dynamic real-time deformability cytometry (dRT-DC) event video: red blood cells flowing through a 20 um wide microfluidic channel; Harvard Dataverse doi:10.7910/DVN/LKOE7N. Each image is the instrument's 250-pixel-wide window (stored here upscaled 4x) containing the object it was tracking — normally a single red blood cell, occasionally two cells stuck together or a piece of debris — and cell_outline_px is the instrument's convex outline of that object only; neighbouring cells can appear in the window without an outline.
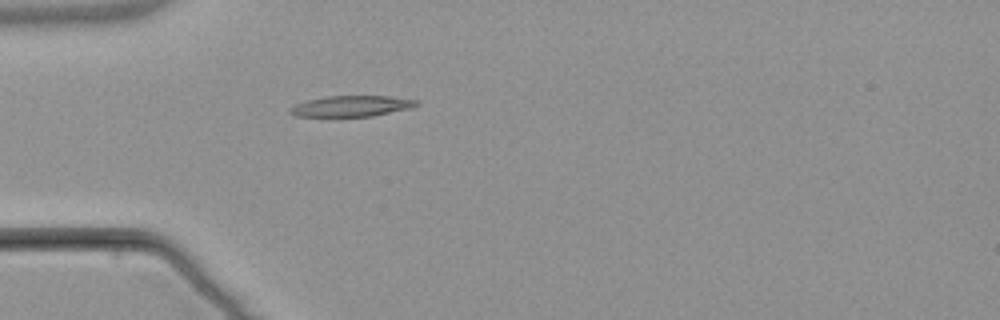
{"species": "common noctule bat (a hibernating species)", "species_latin": "Nyctalus noctula", "temperature_condition": "warm", "stored_images_in_passage": 4, "camera_frame_rate_fps": 3000, "um_per_image_px": 0.085, "animal": {"sex": "male", "body_mass_g": 21.5, "forearm_length_mm": 52.0}, "frame": {"image": 1, "passage_image": 4, "time_ms": 4.333, "image_size_px": [1000, 320], "cell_outline_px": [[420, 104], [408, 108], [372, 116], [296, 116], [288, 112], [296, 104], [308, 100], [328, 96], [388, 96], [420, 100]], "centroid_in_image_um": [29.91, 9.01], "position_along_channel_um": 55.1, "area_um2": 15.09}}